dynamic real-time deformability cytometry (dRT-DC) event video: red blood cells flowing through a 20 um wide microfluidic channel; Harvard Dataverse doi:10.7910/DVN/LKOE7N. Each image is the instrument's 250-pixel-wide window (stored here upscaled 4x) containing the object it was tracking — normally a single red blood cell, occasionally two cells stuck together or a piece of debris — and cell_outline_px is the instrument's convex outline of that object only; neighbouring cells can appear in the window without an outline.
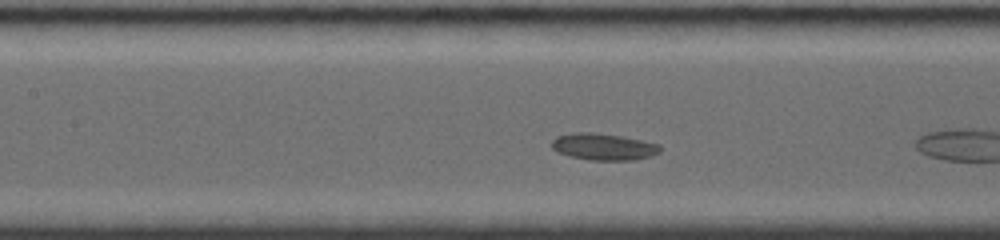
{"species": "common noctule bat (a hibernating species)", "species_latin": "Nyctalus noctula", "temperature_condition": "room temperature", "stored_images_in_passage": 17, "camera_frame_rate_fps": 4000, "um_per_image_px": 0.085, "animal": {"sex": "female", "body_mass_g": 19.0, "forearm_length_mm": 56.7}, "frame": {"image": 1, "passage_image": 12, "time_ms": 2.75, "image_size_px": [1000, 240], "cell_outline_px": [[660, 152], [648, 156], [632, 160], [588, 160], [568, 156], [552, 148], [552, 140], [556, 136], [576, 132], [592, 132], [620, 136], [660, 144]], "centroid_in_image_um": [51.27, 12.47], "position_along_channel_um": 156.1, "area_um2": 16.7}}